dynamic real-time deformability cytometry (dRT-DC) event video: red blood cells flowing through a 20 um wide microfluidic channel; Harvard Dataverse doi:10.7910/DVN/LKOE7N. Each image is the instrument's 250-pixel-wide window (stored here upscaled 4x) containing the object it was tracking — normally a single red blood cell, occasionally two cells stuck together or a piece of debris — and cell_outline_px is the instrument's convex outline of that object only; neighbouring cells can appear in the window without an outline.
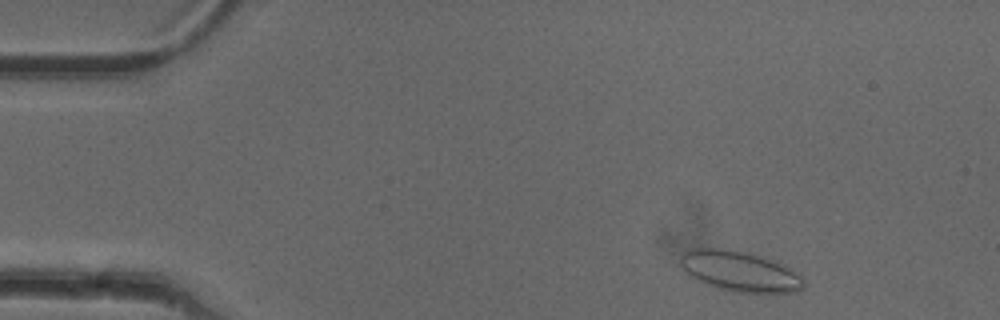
{"species": "common noctule bat (a hibernating species)", "species_latin": "Nyctalus noctula", "temperature_condition": "cold", "stored_images_in_passage": 48, "camera_frame_rate_fps": 3000, "um_per_image_px": 0.085, "animal": {"sex": "female"}, "frame": {"image": 1, "passage_image": 3, "time_ms": 0.667, "image_size_px": [1000, 320], "cell_outline_px": [[804, 288], [796, 292], [764, 296], [732, 292], [716, 288], [704, 284], [688, 276], [684, 272], [680, 264], [680, 256], [688, 248], [700, 244], [748, 252], [764, 256], [776, 260], [800, 272], [804, 280]], "centroid_in_image_um": [62.89, 23.06], "position_along_channel_um": 22.1, "area_um2": 31.33}}
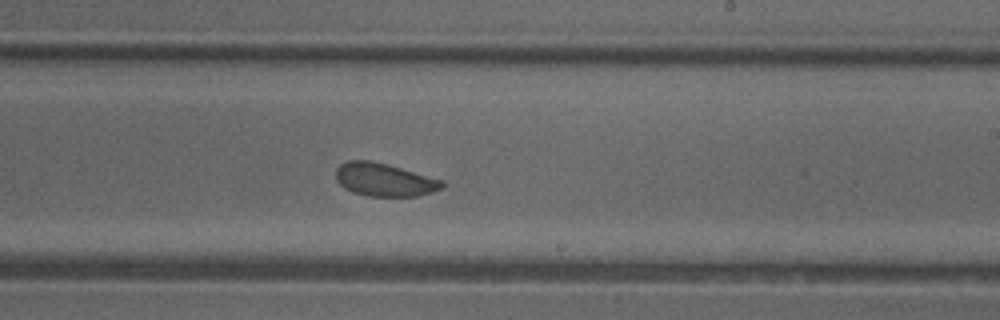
{"frame": {"image": 2, "passage_image": 27, "time_ms": 8.667, "image_size_px": [1000, 320], "cell_outline_px": [[444, 184], [440, 188], [432, 192], [420, 196], [368, 196], [352, 192], [344, 188], [336, 180], [336, 168], [340, 164], [348, 160], [368, 160], [388, 164], [444, 180]], "centroid_in_image_um": [32.65, 15.27], "position_along_channel_um": 256.3, "area_um2": 20.58}}
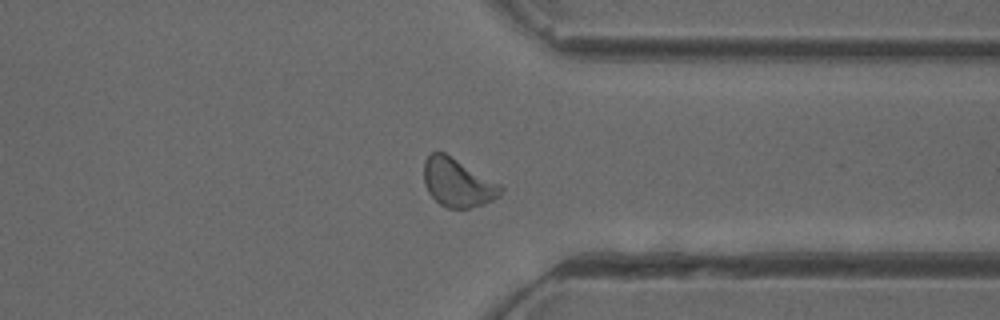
{"frame": {"image": 3, "passage_image": 36, "time_ms": 11.667, "image_size_px": [1000, 320], "cell_outline_px": [[504, 188], [500, 196], [492, 200], [468, 208], [448, 208], [440, 204], [428, 192], [424, 184], [424, 160], [432, 152], [444, 152], [500, 184]], "centroid_in_image_um": [38.89, 15.52], "position_along_channel_um": 372.5, "area_um2": 21.39}, "authors_computed_cell_mechanics": {"area_um2": 21.3282, "velocity_mm_per_s": 3.9568, "shape_relaxation_time_tau1_ms": 4.0906, "shape_relaxation_time_tau2_ms": 2.0675, "deformation_change_tau1": 0.0908, "deformation_change_tau2": 0.0514}}